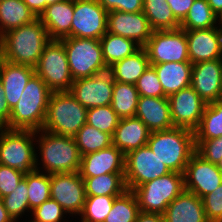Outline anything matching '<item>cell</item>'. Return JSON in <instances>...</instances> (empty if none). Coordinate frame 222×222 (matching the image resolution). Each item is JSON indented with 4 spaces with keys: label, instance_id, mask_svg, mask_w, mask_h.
Listing matches in <instances>:
<instances>
[{
    "label": "cell",
    "instance_id": "obj_1",
    "mask_svg": "<svg viewBox=\"0 0 222 222\" xmlns=\"http://www.w3.org/2000/svg\"><path fill=\"white\" fill-rule=\"evenodd\" d=\"M36 170L47 174L79 172L81 154L75 138L36 131Z\"/></svg>",
    "mask_w": 222,
    "mask_h": 222
},
{
    "label": "cell",
    "instance_id": "obj_2",
    "mask_svg": "<svg viewBox=\"0 0 222 222\" xmlns=\"http://www.w3.org/2000/svg\"><path fill=\"white\" fill-rule=\"evenodd\" d=\"M5 61L35 68L46 44L51 40L46 27L37 18L32 23L3 34Z\"/></svg>",
    "mask_w": 222,
    "mask_h": 222
},
{
    "label": "cell",
    "instance_id": "obj_3",
    "mask_svg": "<svg viewBox=\"0 0 222 222\" xmlns=\"http://www.w3.org/2000/svg\"><path fill=\"white\" fill-rule=\"evenodd\" d=\"M52 91L34 73L16 106L11 109L7 129L41 130L46 118L47 107Z\"/></svg>",
    "mask_w": 222,
    "mask_h": 222
},
{
    "label": "cell",
    "instance_id": "obj_4",
    "mask_svg": "<svg viewBox=\"0 0 222 222\" xmlns=\"http://www.w3.org/2000/svg\"><path fill=\"white\" fill-rule=\"evenodd\" d=\"M147 145L171 172L183 174L195 152L194 132L180 127L150 132Z\"/></svg>",
    "mask_w": 222,
    "mask_h": 222
},
{
    "label": "cell",
    "instance_id": "obj_5",
    "mask_svg": "<svg viewBox=\"0 0 222 222\" xmlns=\"http://www.w3.org/2000/svg\"><path fill=\"white\" fill-rule=\"evenodd\" d=\"M87 110L69 91L52 92L42 130L74 137L86 123Z\"/></svg>",
    "mask_w": 222,
    "mask_h": 222
},
{
    "label": "cell",
    "instance_id": "obj_6",
    "mask_svg": "<svg viewBox=\"0 0 222 222\" xmlns=\"http://www.w3.org/2000/svg\"><path fill=\"white\" fill-rule=\"evenodd\" d=\"M36 131L0 127V164L26 175L36 170Z\"/></svg>",
    "mask_w": 222,
    "mask_h": 222
},
{
    "label": "cell",
    "instance_id": "obj_7",
    "mask_svg": "<svg viewBox=\"0 0 222 222\" xmlns=\"http://www.w3.org/2000/svg\"><path fill=\"white\" fill-rule=\"evenodd\" d=\"M184 190V175L170 172L135 187L132 192L141 212L163 215L167 206Z\"/></svg>",
    "mask_w": 222,
    "mask_h": 222
},
{
    "label": "cell",
    "instance_id": "obj_8",
    "mask_svg": "<svg viewBox=\"0 0 222 222\" xmlns=\"http://www.w3.org/2000/svg\"><path fill=\"white\" fill-rule=\"evenodd\" d=\"M60 40L66 51L73 80L91 77L108 70L100 40L76 37H65Z\"/></svg>",
    "mask_w": 222,
    "mask_h": 222
},
{
    "label": "cell",
    "instance_id": "obj_9",
    "mask_svg": "<svg viewBox=\"0 0 222 222\" xmlns=\"http://www.w3.org/2000/svg\"><path fill=\"white\" fill-rule=\"evenodd\" d=\"M35 73L45 82L52 91H69L73 78L69 70L66 51L63 42L51 39L45 46Z\"/></svg>",
    "mask_w": 222,
    "mask_h": 222
},
{
    "label": "cell",
    "instance_id": "obj_10",
    "mask_svg": "<svg viewBox=\"0 0 222 222\" xmlns=\"http://www.w3.org/2000/svg\"><path fill=\"white\" fill-rule=\"evenodd\" d=\"M150 65L166 62H190L185 30H155L143 46Z\"/></svg>",
    "mask_w": 222,
    "mask_h": 222
},
{
    "label": "cell",
    "instance_id": "obj_11",
    "mask_svg": "<svg viewBox=\"0 0 222 222\" xmlns=\"http://www.w3.org/2000/svg\"><path fill=\"white\" fill-rule=\"evenodd\" d=\"M169 168L146 145L125 155V184L132 191L148 181L169 174Z\"/></svg>",
    "mask_w": 222,
    "mask_h": 222
},
{
    "label": "cell",
    "instance_id": "obj_12",
    "mask_svg": "<svg viewBox=\"0 0 222 222\" xmlns=\"http://www.w3.org/2000/svg\"><path fill=\"white\" fill-rule=\"evenodd\" d=\"M50 196L74 221L85 205V185L79 172L50 174Z\"/></svg>",
    "mask_w": 222,
    "mask_h": 222
},
{
    "label": "cell",
    "instance_id": "obj_13",
    "mask_svg": "<svg viewBox=\"0 0 222 222\" xmlns=\"http://www.w3.org/2000/svg\"><path fill=\"white\" fill-rule=\"evenodd\" d=\"M108 12L97 0H74L71 37L99 40L107 32Z\"/></svg>",
    "mask_w": 222,
    "mask_h": 222
},
{
    "label": "cell",
    "instance_id": "obj_14",
    "mask_svg": "<svg viewBox=\"0 0 222 222\" xmlns=\"http://www.w3.org/2000/svg\"><path fill=\"white\" fill-rule=\"evenodd\" d=\"M114 80L109 70L73 81L69 92L86 109L111 105Z\"/></svg>",
    "mask_w": 222,
    "mask_h": 222
},
{
    "label": "cell",
    "instance_id": "obj_15",
    "mask_svg": "<svg viewBox=\"0 0 222 222\" xmlns=\"http://www.w3.org/2000/svg\"><path fill=\"white\" fill-rule=\"evenodd\" d=\"M183 175L185 190L201 199L222 183V173L216 164L205 160L196 151L190 157Z\"/></svg>",
    "mask_w": 222,
    "mask_h": 222
},
{
    "label": "cell",
    "instance_id": "obj_16",
    "mask_svg": "<svg viewBox=\"0 0 222 222\" xmlns=\"http://www.w3.org/2000/svg\"><path fill=\"white\" fill-rule=\"evenodd\" d=\"M168 100L174 126L194 132L207 105L203 99L190 86L170 95Z\"/></svg>",
    "mask_w": 222,
    "mask_h": 222
},
{
    "label": "cell",
    "instance_id": "obj_17",
    "mask_svg": "<svg viewBox=\"0 0 222 222\" xmlns=\"http://www.w3.org/2000/svg\"><path fill=\"white\" fill-rule=\"evenodd\" d=\"M147 17L137 13L108 11L107 32L134 40L143 47L153 33Z\"/></svg>",
    "mask_w": 222,
    "mask_h": 222
},
{
    "label": "cell",
    "instance_id": "obj_18",
    "mask_svg": "<svg viewBox=\"0 0 222 222\" xmlns=\"http://www.w3.org/2000/svg\"><path fill=\"white\" fill-rule=\"evenodd\" d=\"M191 87L206 104L220 100L222 58L193 64Z\"/></svg>",
    "mask_w": 222,
    "mask_h": 222
},
{
    "label": "cell",
    "instance_id": "obj_19",
    "mask_svg": "<svg viewBox=\"0 0 222 222\" xmlns=\"http://www.w3.org/2000/svg\"><path fill=\"white\" fill-rule=\"evenodd\" d=\"M185 34L189 61L192 64L222 58V30L219 26L185 30Z\"/></svg>",
    "mask_w": 222,
    "mask_h": 222
},
{
    "label": "cell",
    "instance_id": "obj_20",
    "mask_svg": "<svg viewBox=\"0 0 222 222\" xmlns=\"http://www.w3.org/2000/svg\"><path fill=\"white\" fill-rule=\"evenodd\" d=\"M107 173H125V155L116 146L111 145L81 157L79 174L82 178Z\"/></svg>",
    "mask_w": 222,
    "mask_h": 222
},
{
    "label": "cell",
    "instance_id": "obj_21",
    "mask_svg": "<svg viewBox=\"0 0 222 222\" xmlns=\"http://www.w3.org/2000/svg\"><path fill=\"white\" fill-rule=\"evenodd\" d=\"M135 117L140 119L150 132L175 127L168 97L139 96Z\"/></svg>",
    "mask_w": 222,
    "mask_h": 222
},
{
    "label": "cell",
    "instance_id": "obj_22",
    "mask_svg": "<svg viewBox=\"0 0 222 222\" xmlns=\"http://www.w3.org/2000/svg\"><path fill=\"white\" fill-rule=\"evenodd\" d=\"M150 131L147 126L136 117L120 118L112 136V145L116 146L124 155L146 146Z\"/></svg>",
    "mask_w": 222,
    "mask_h": 222
},
{
    "label": "cell",
    "instance_id": "obj_23",
    "mask_svg": "<svg viewBox=\"0 0 222 222\" xmlns=\"http://www.w3.org/2000/svg\"><path fill=\"white\" fill-rule=\"evenodd\" d=\"M165 222H209L200 197L184 190L166 208Z\"/></svg>",
    "mask_w": 222,
    "mask_h": 222
},
{
    "label": "cell",
    "instance_id": "obj_24",
    "mask_svg": "<svg viewBox=\"0 0 222 222\" xmlns=\"http://www.w3.org/2000/svg\"><path fill=\"white\" fill-rule=\"evenodd\" d=\"M73 13L74 0H63L45 8L39 19L46 27L50 39L71 37Z\"/></svg>",
    "mask_w": 222,
    "mask_h": 222
},
{
    "label": "cell",
    "instance_id": "obj_25",
    "mask_svg": "<svg viewBox=\"0 0 222 222\" xmlns=\"http://www.w3.org/2000/svg\"><path fill=\"white\" fill-rule=\"evenodd\" d=\"M35 73V68L5 61L0 69L5 99L10 109L18 103L28 80Z\"/></svg>",
    "mask_w": 222,
    "mask_h": 222
},
{
    "label": "cell",
    "instance_id": "obj_26",
    "mask_svg": "<svg viewBox=\"0 0 222 222\" xmlns=\"http://www.w3.org/2000/svg\"><path fill=\"white\" fill-rule=\"evenodd\" d=\"M166 97L191 86V62H166L152 65Z\"/></svg>",
    "mask_w": 222,
    "mask_h": 222
},
{
    "label": "cell",
    "instance_id": "obj_27",
    "mask_svg": "<svg viewBox=\"0 0 222 222\" xmlns=\"http://www.w3.org/2000/svg\"><path fill=\"white\" fill-rule=\"evenodd\" d=\"M149 65L147 52L141 47L133 55L114 63L108 70L114 81L135 84Z\"/></svg>",
    "mask_w": 222,
    "mask_h": 222
},
{
    "label": "cell",
    "instance_id": "obj_28",
    "mask_svg": "<svg viewBox=\"0 0 222 222\" xmlns=\"http://www.w3.org/2000/svg\"><path fill=\"white\" fill-rule=\"evenodd\" d=\"M36 19V15L23 0H2L0 2V35L32 23Z\"/></svg>",
    "mask_w": 222,
    "mask_h": 222
},
{
    "label": "cell",
    "instance_id": "obj_29",
    "mask_svg": "<svg viewBox=\"0 0 222 222\" xmlns=\"http://www.w3.org/2000/svg\"><path fill=\"white\" fill-rule=\"evenodd\" d=\"M102 53L107 68L133 55L141 46L134 40L106 32L100 39Z\"/></svg>",
    "mask_w": 222,
    "mask_h": 222
},
{
    "label": "cell",
    "instance_id": "obj_30",
    "mask_svg": "<svg viewBox=\"0 0 222 222\" xmlns=\"http://www.w3.org/2000/svg\"><path fill=\"white\" fill-rule=\"evenodd\" d=\"M125 173H107L95 177L82 178L86 196H120L126 190Z\"/></svg>",
    "mask_w": 222,
    "mask_h": 222
},
{
    "label": "cell",
    "instance_id": "obj_31",
    "mask_svg": "<svg viewBox=\"0 0 222 222\" xmlns=\"http://www.w3.org/2000/svg\"><path fill=\"white\" fill-rule=\"evenodd\" d=\"M142 12L154 31L180 28V22L175 18L166 0H143Z\"/></svg>",
    "mask_w": 222,
    "mask_h": 222
},
{
    "label": "cell",
    "instance_id": "obj_32",
    "mask_svg": "<svg viewBox=\"0 0 222 222\" xmlns=\"http://www.w3.org/2000/svg\"><path fill=\"white\" fill-rule=\"evenodd\" d=\"M138 99L135 84L114 81L111 107L120 118L135 117Z\"/></svg>",
    "mask_w": 222,
    "mask_h": 222
},
{
    "label": "cell",
    "instance_id": "obj_33",
    "mask_svg": "<svg viewBox=\"0 0 222 222\" xmlns=\"http://www.w3.org/2000/svg\"><path fill=\"white\" fill-rule=\"evenodd\" d=\"M219 26V18L207 0H194L185 19L180 23L183 30L210 29Z\"/></svg>",
    "mask_w": 222,
    "mask_h": 222
},
{
    "label": "cell",
    "instance_id": "obj_34",
    "mask_svg": "<svg viewBox=\"0 0 222 222\" xmlns=\"http://www.w3.org/2000/svg\"><path fill=\"white\" fill-rule=\"evenodd\" d=\"M222 136V100L206 105L201 122L194 131L195 140H208Z\"/></svg>",
    "mask_w": 222,
    "mask_h": 222
},
{
    "label": "cell",
    "instance_id": "obj_35",
    "mask_svg": "<svg viewBox=\"0 0 222 222\" xmlns=\"http://www.w3.org/2000/svg\"><path fill=\"white\" fill-rule=\"evenodd\" d=\"M74 138L81 156L106 149L112 145L110 134L99 131L87 123L83 125Z\"/></svg>",
    "mask_w": 222,
    "mask_h": 222
},
{
    "label": "cell",
    "instance_id": "obj_36",
    "mask_svg": "<svg viewBox=\"0 0 222 222\" xmlns=\"http://www.w3.org/2000/svg\"><path fill=\"white\" fill-rule=\"evenodd\" d=\"M28 188L30 210L39 207L50 196V174L38 170L31 171L24 176Z\"/></svg>",
    "mask_w": 222,
    "mask_h": 222
},
{
    "label": "cell",
    "instance_id": "obj_37",
    "mask_svg": "<svg viewBox=\"0 0 222 222\" xmlns=\"http://www.w3.org/2000/svg\"><path fill=\"white\" fill-rule=\"evenodd\" d=\"M139 212L135 194L130 190H126L122 195L114 199L112 209L105 222H136Z\"/></svg>",
    "mask_w": 222,
    "mask_h": 222
},
{
    "label": "cell",
    "instance_id": "obj_38",
    "mask_svg": "<svg viewBox=\"0 0 222 222\" xmlns=\"http://www.w3.org/2000/svg\"><path fill=\"white\" fill-rule=\"evenodd\" d=\"M27 194V183L26 180L23 178L18 184V186L10 194L2 197L4 206L8 214L12 217L15 222H19V220H22V218L24 221V217L25 220H27V218H30L32 211L29 207Z\"/></svg>",
    "mask_w": 222,
    "mask_h": 222
},
{
    "label": "cell",
    "instance_id": "obj_39",
    "mask_svg": "<svg viewBox=\"0 0 222 222\" xmlns=\"http://www.w3.org/2000/svg\"><path fill=\"white\" fill-rule=\"evenodd\" d=\"M116 197L118 196H86L84 209L76 222H105Z\"/></svg>",
    "mask_w": 222,
    "mask_h": 222
},
{
    "label": "cell",
    "instance_id": "obj_40",
    "mask_svg": "<svg viewBox=\"0 0 222 222\" xmlns=\"http://www.w3.org/2000/svg\"><path fill=\"white\" fill-rule=\"evenodd\" d=\"M120 117L111 105L99 106L87 110L86 123L113 136Z\"/></svg>",
    "mask_w": 222,
    "mask_h": 222
},
{
    "label": "cell",
    "instance_id": "obj_41",
    "mask_svg": "<svg viewBox=\"0 0 222 222\" xmlns=\"http://www.w3.org/2000/svg\"><path fill=\"white\" fill-rule=\"evenodd\" d=\"M69 218L70 216L61 205L56 200L49 198L32 210L29 220L32 222H72L74 220H69Z\"/></svg>",
    "mask_w": 222,
    "mask_h": 222
},
{
    "label": "cell",
    "instance_id": "obj_42",
    "mask_svg": "<svg viewBox=\"0 0 222 222\" xmlns=\"http://www.w3.org/2000/svg\"><path fill=\"white\" fill-rule=\"evenodd\" d=\"M139 96L145 97H166L158 75L152 65L145 70L142 76L135 83Z\"/></svg>",
    "mask_w": 222,
    "mask_h": 222
},
{
    "label": "cell",
    "instance_id": "obj_43",
    "mask_svg": "<svg viewBox=\"0 0 222 222\" xmlns=\"http://www.w3.org/2000/svg\"><path fill=\"white\" fill-rule=\"evenodd\" d=\"M205 215L209 222H222V183L202 198Z\"/></svg>",
    "mask_w": 222,
    "mask_h": 222
},
{
    "label": "cell",
    "instance_id": "obj_44",
    "mask_svg": "<svg viewBox=\"0 0 222 222\" xmlns=\"http://www.w3.org/2000/svg\"><path fill=\"white\" fill-rule=\"evenodd\" d=\"M195 151L210 163L217 164L222 158V136L208 140H195Z\"/></svg>",
    "mask_w": 222,
    "mask_h": 222
},
{
    "label": "cell",
    "instance_id": "obj_45",
    "mask_svg": "<svg viewBox=\"0 0 222 222\" xmlns=\"http://www.w3.org/2000/svg\"><path fill=\"white\" fill-rule=\"evenodd\" d=\"M24 174L12 167L0 164V198L10 194L24 178Z\"/></svg>",
    "mask_w": 222,
    "mask_h": 222
},
{
    "label": "cell",
    "instance_id": "obj_46",
    "mask_svg": "<svg viewBox=\"0 0 222 222\" xmlns=\"http://www.w3.org/2000/svg\"><path fill=\"white\" fill-rule=\"evenodd\" d=\"M108 11L137 13L143 11V0H97Z\"/></svg>",
    "mask_w": 222,
    "mask_h": 222
},
{
    "label": "cell",
    "instance_id": "obj_47",
    "mask_svg": "<svg viewBox=\"0 0 222 222\" xmlns=\"http://www.w3.org/2000/svg\"><path fill=\"white\" fill-rule=\"evenodd\" d=\"M175 18L181 23L187 16L194 0H166Z\"/></svg>",
    "mask_w": 222,
    "mask_h": 222
},
{
    "label": "cell",
    "instance_id": "obj_48",
    "mask_svg": "<svg viewBox=\"0 0 222 222\" xmlns=\"http://www.w3.org/2000/svg\"><path fill=\"white\" fill-rule=\"evenodd\" d=\"M3 84L0 80V127H4L9 122L11 109L5 99Z\"/></svg>",
    "mask_w": 222,
    "mask_h": 222
},
{
    "label": "cell",
    "instance_id": "obj_49",
    "mask_svg": "<svg viewBox=\"0 0 222 222\" xmlns=\"http://www.w3.org/2000/svg\"><path fill=\"white\" fill-rule=\"evenodd\" d=\"M37 18L45 11V0H23Z\"/></svg>",
    "mask_w": 222,
    "mask_h": 222
},
{
    "label": "cell",
    "instance_id": "obj_50",
    "mask_svg": "<svg viewBox=\"0 0 222 222\" xmlns=\"http://www.w3.org/2000/svg\"><path fill=\"white\" fill-rule=\"evenodd\" d=\"M136 222H165L164 216L157 213L139 212Z\"/></svg>",
    "mask_w": 222,
    "mask_h": 222
},
{
    "label": "cell",
    "instance_id": "obj_51",
    "mask_svg": "<svg viewBox=\"0 0 222 222\" xmlns=\"http://www.w3.org/2000/svg\"><path fill=\"white\" fill-rule=\"evenodd\" d=\"M0 222H15L12 217L8 214L2 198H0Z\"/></svg>",
    "mask_w": 222,
    "mask_h": 222
},
{
    "label": "cell",
    "instance_id": "obj_52",
    "mask_svg": "<svg viewBox=\"0 0 222 222\" xmlns=\"http://www.w3.org/2000/svg\"><path fill=\"white\" fill-rule=\"evenodd\" d=\"M213 12L218 16L222 15V0H207Z\"/></svg>",
    "mask_w": 222,
    "mask_h": 222
},
{
    "label": "cell",
    "instance_id": "obj_53",
    "mask_svg": "<svg viewBox=\"0 0 222 222\" xmlns=\"http://www.w3.org/2000/svg\"><path fill=\"white\" fill-rule=\"evenodd\" d=\"M5 62V50H4V39L3 35H0V69Z\"/></svg>",
    "mask_w": 222,
    "mask_h": 222
},
{
    "label": "cell",
    "instance_id": "obj_54",
    "mask_svg": "<svg viewBox=\"0 0 222 222\" xmlns=\"http://www.w3.org/2000/svg\"><path fill=\"white\" fill-rule=\"evenodd\" d=\"M61 1H63V0H45V8L50 4L58 3Z\"/></svg>",
    "mask_w": 222,
    "mask_h": 222
},
{
    "label": "cell",
    "instance_id": "obj_55",
    "mask_svg": "<svg viewBox=\"0 0 222 222\" xmlns=\"http://www.w3.org/2000/svg\"><path fill=\"white\" fill-rule=\"evenodd\" d=\"M216 166L218 167V169L221 171L222 173V158L220 161L217 162Z\"/></svg>",
    "mask_w": 222,
    "mask_h": 222
},
{
    "label": "cell",
    "instance_id": "obj_56",
    "mask_svg": "<svg viewBox=\"0 0 222 222\" xmlns=\"http://www.w3.org/2000/svg\"><path fill=\"white\" fill-rule=\"evenodd\" d=\"M219 26H222V15L219 17Z\"/></svg>",
    "mask_w": 222,
    "mask_h": 222
},
{
    "label": "cell",
    "instance_id": "obj_57",
    "mask_svg": "<svg viewBox=\"0 0 222 222\" xmlns=\"http://www.w3.org/2000/svg\"><path fill=\"white\" fill-rule=\"evenodd\" d=\"M19 222H32L31 220H29V219H27L26 221L24 220V221H19Z\"/></svg>",
    "mask_w": 222,
    "mask_h": 222
},
{
    "label": "cell",
    "instance_id": "obj_58",
    "mask_svg": "<svg viewBox=\"0 0 222 222\" xmlns=\"http://www.w3.org/2000/svg\"><path fill=\"white\" fill-rule=\"evenodd\" d=\"M220 100H222V88H221V96H220Z\"/></svg>",
    "mask_w": 222,
    "mask_h": 222
}]
</instances>
